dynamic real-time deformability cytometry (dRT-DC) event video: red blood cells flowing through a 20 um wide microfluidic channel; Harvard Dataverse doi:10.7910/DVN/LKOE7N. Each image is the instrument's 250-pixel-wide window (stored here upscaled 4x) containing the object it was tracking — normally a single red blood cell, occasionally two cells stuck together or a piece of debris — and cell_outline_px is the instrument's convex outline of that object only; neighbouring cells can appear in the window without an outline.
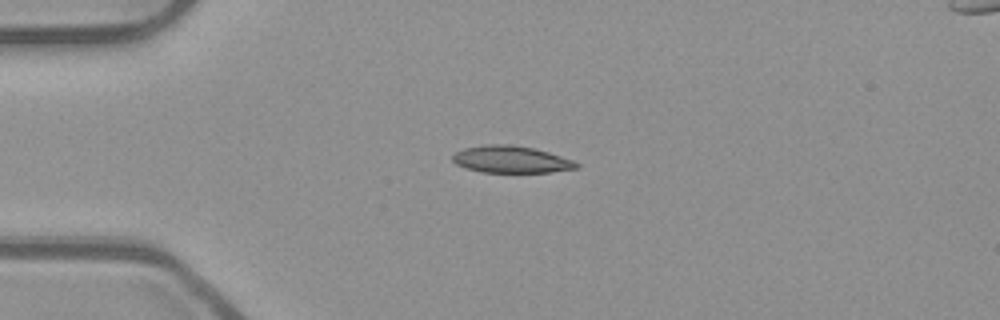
{"species": "common noctule bat (a hibernating species)", "species_latin": "Nyctalus noctula", "temperature_condition": "room temperature", "stored_images_in_passage": 39, "camera_frame_rate_fps": 3000, "um_per_image_px": 0.085, "animal": {"sex": "male", "body_mass_g": 23.1, "forearm_length_mm": 52.7}, "frame": {"image": 1, "passage_image": 5, "time_ms": 1.333, "image_size_px": [1000, 320], "cell_outline_px": [[580, 168], [552, 172], [484, 172], [464, 168], [456, 164], [452, 160], [452, 156], [456, 152], [464, 148], [488, 144], [508, 144], [532, 148], [548, 152], [572, 160], [580, 164]], "centroid_in_image_um": [43.44, 13.56], "position_along_channel_um": 41.6, "area_um2": 19.42}}
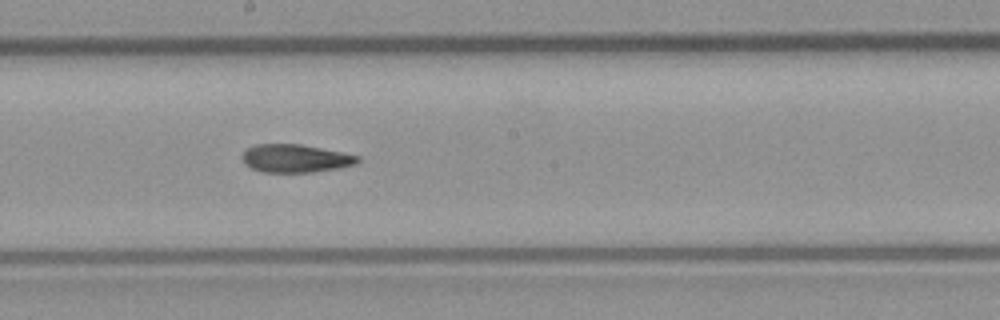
{"frame": {"image": 2, "passage_image": 21, "time_ms": 6.667, "image_size_px": [1000, 320], "cell_outline_px": [[360, 160], [356, 164], [336, 168], [312, 172], [264, 172], [252, 168], [244, 164], [244, 152], [248, 148], [256, 144], [300, 144], [360, 156]], "centroid_in_image_um": [25.12, 13.46], "position_along_channel_um": 223.1, "area_um2": 18.55}}
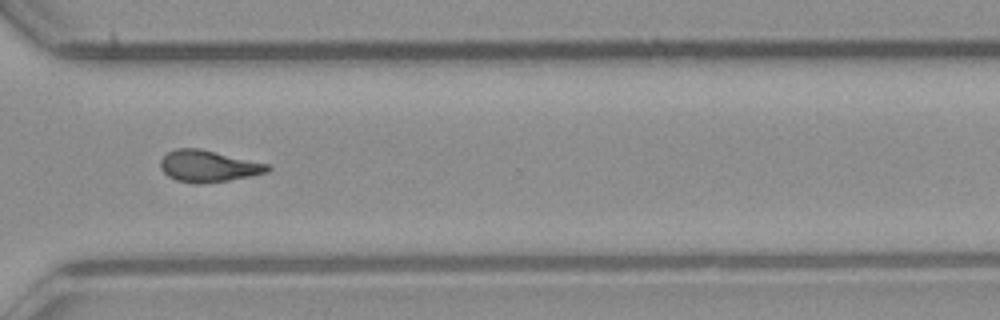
{"frame": {"image": 3, "passage_image": 31, "time_ms": 10.0, "image_size_px": [1000, 320], "cell_outline_px": [[272, 168], [268, 172], [228, 180], [200, 184], [196, 184], [176, 180], [168, 176], [160, 168], [160, 160], [168, 152], [176, 148], [200, 148], [268, 164]], "centroid_in_image_um": [17.68, 14.12], "position_along_channel_um": 352.9, "area_um2": 19.65}, "authors_computed_cell_mechanics": {"area_um2": 19.4786, "velocity_mm_per_s": 3.9023, "shape_relaxation_time_tau1_ms": null, "shape_relaxation_time_tau2_ms": 2.5961, "deformation_change_tau1": null, "deformation_change_tau2": 0.1018}}